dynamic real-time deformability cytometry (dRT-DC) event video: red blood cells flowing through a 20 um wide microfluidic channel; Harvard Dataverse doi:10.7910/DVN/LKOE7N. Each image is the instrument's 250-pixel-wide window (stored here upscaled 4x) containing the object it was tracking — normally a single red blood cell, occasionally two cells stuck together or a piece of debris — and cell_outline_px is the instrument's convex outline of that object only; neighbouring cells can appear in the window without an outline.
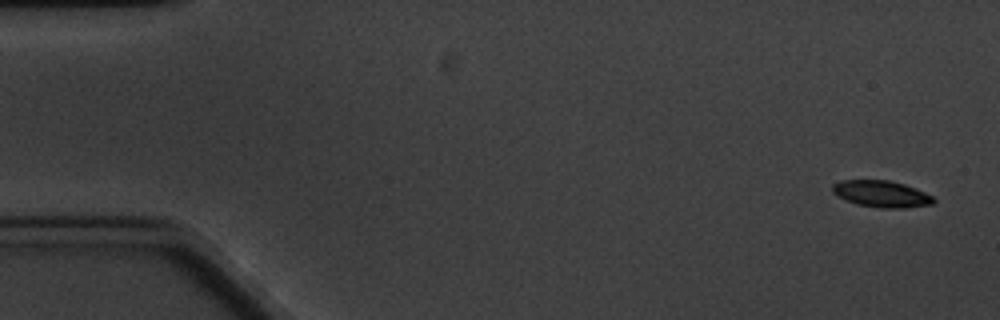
{"species": "common noctule bat (a hibernating species)", "species_latin": "Nyctalus noctula", "temperature_condition": "cold", "stored_images_in_passage": 5, "camera_frame_rate_fps": 3000, "um_per_image_px": 0.085, "animal": {"sex": "male", "body_mass_g": 20.1, "forearm_length_mm": 53.5}, "frame": {"image": 1, "passage_image": 1, "time_ms": 0.0, "image_size_px": [1000, 320], "cell_outline_px": [[936, 200], [932, 204], [904, 208], [880, 208], [856, 204], [832, 192], [832, 184], [840, 180], [888, 180], [904, 184], [916, 188], [932, 196]], "centroid_in_image_um": [74.93, 16.48], "position_along_channel_um": 10.1, "area_um2": 15.61}}
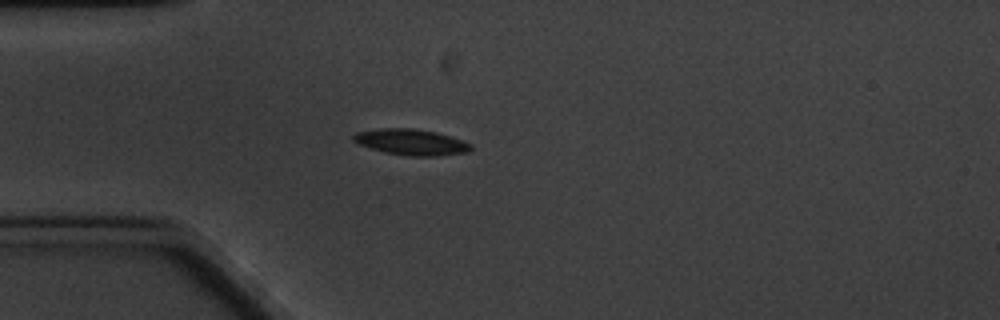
{"frame": {"image": 2, "passage_image": 5, "time_ms": 4.667, "image_size_px": [1000, 320], "cell_outline_px": [[472, 148], [468, 152], [436, 156], [408, 156], [384, 152], [356, 144], [352, 140], [352, 136], [356, 132], [380, 128], [412, 128], [436, 132], [472, 144]], "centroid_in_image_um": [34.89, 12.08], "position_along_channel_um": 50.1, "area_um2": 17.8}}